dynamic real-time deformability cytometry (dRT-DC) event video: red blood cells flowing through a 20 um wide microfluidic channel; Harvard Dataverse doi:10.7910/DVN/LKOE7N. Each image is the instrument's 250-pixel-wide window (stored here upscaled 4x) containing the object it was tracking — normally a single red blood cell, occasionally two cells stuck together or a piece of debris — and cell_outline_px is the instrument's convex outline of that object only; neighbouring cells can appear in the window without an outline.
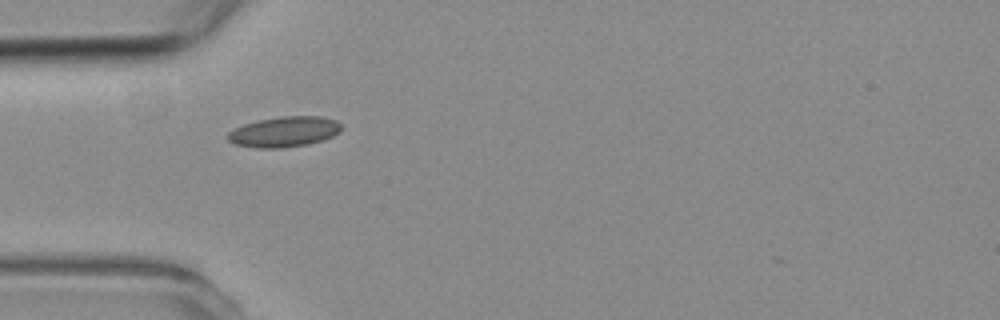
{"species": "common noctule bat (a hibernating species)", "species_latin": "Nyctalus noctula", "temperature_condition": "room temperature", "stored_images_in_passage": 4, "camera_frame_rate_fps": 3000, "um_per_image_px": 0.085, "animal": {"sex": "female", "body_mass_g": 19.3, "forearm_length_mm": 54.1}, "frame": {"image": 1, "passage_image": 1, "time_ms": 0.0, "image_size_px": [1000, 320], "cell_outline_px": [[340, 132], [332, 136], [308, 144], [280, 148], [256, 148], [236, 144], [228, 140], [228, 132], [244, 124], [260, 120], [280, 116], [320, 116], [336, 120], [340, 124]], "centroid_in_image_um": [24.16, 11.2], "position_along_channel_um": 60.8, "area_um2": 19.88}}
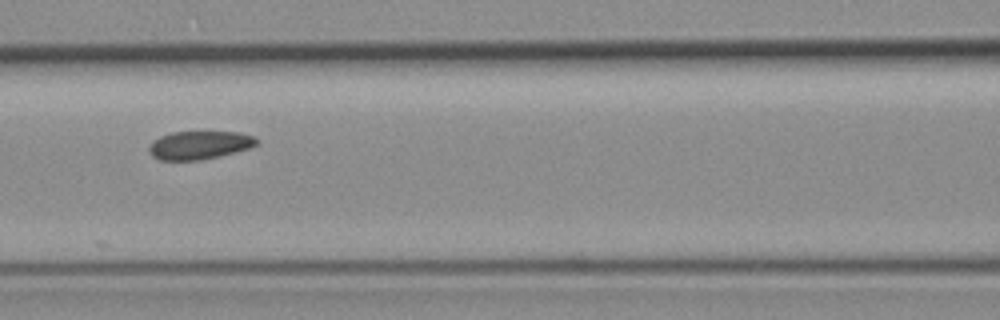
{"frame": {"image": 2, "passage_image": 3, "time_ms": 2.333, "image_size_px": [1000, 320], "cell_outline_px": [[256, 144], [248, 148], [200, 160], [160, 160], [152, 156], [148, 152], [148, 148], [152, 140], [160, 136], [172, 132], [240, 132], [256, 136]], "centroid_in_image_um": [16.88, 12.32], "position_along_channel_um": 149.7, "area_um2": 17.57}}
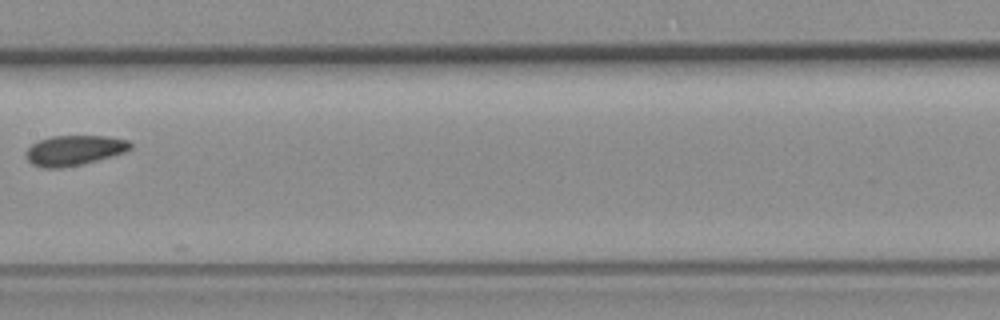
{"frame": {"image": 3, "passage_image": 4, "time_ms": 3.667, "image_size_px": [1000, 320], "cell_outline_px": [[132, 148], [124, 152], [112, 156], [80, 164], [60, 168], [44, 168], [32, 164], [28, 160], [28, 148], [32, 144], [40, 140], [52, 136], [108, 136], [128, 140], [132, 144]], "centroid_in_image_um": [6.34, 12.77], "position_along_channel_um": 201.1, "area_um2": 18.03}}